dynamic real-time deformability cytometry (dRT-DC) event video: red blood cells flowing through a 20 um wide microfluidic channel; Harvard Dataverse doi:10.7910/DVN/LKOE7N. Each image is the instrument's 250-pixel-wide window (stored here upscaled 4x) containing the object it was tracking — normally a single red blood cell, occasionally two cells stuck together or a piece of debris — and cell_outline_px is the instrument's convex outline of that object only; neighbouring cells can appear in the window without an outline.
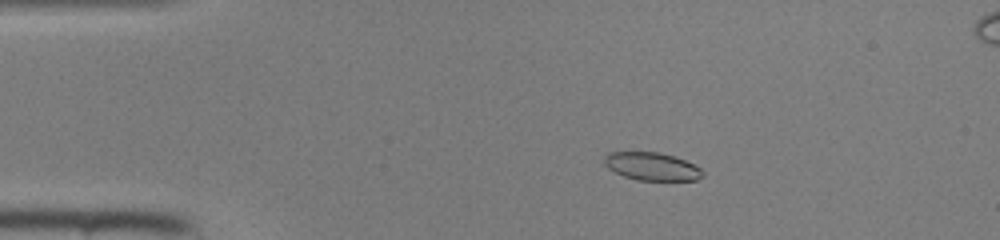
{"species": "common noctule bat (a hibernating species)", "species_latin": "Nyctalus noctula", "temperature_condition": "room temperature", "stored_images_in_passage": 48, "camera_frame_rate_fps": 3000, "um_per_image_px": 0.085, "animal": {"sex": "female", "body_mass_g": 22.0, "forearm_length_mm": 56.7}, "frame": {"image": 1, "passage_image": 9, "time_ms": 2.667, "image_size_px": [1000, 240], "cell_outline_px": [[704, 176], [696, 180], [636, 180], [624, 176], [608, 168], [604, 164], [604, 156], [608, 152], [660, 152], [676, 156], [700, 168], [704, 172]], "centroid_in_image_um": [55.41, 14.14], "position_along_channel_um": 29.6, "area_um2": 16.07}}
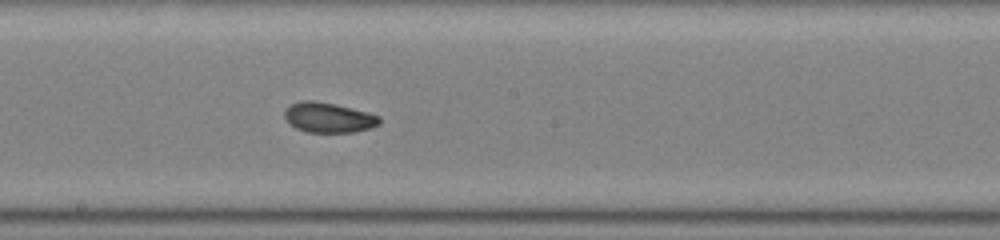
{"frame": {"image": 2, "passage_image": 26, "time_ms": 8.333, "image_size_px": [1000, 240], "cell_outline_px": [[380, 124], [368, 128], [352, 132], [308, 132], [296, 128], [284, 116], [284, 112], [292, 104], [304, 100], [316, 100], [352, 108], [368, 112], [380, 116]], "centroid_in_image_um": [27.95, 9.98], "position_along_channel_um": 220.3, "area_um2": 16.36}}
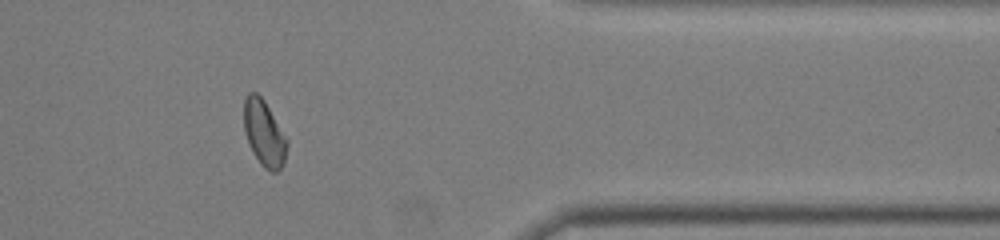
{"frame": {"image": 3, "passage_image": 39, "time_ms": 12.667, "image_size_px": [1000, 240], "cell_outline_px": [[288, 144], [284, 164], [276, 172], [272, 172], [264, 168], [260, 164], [252, 152], [248, 144], [244, 132], [244, 100], [248, 92], [256, 92], [264, 100], [288, 140]], "centroid_in_image_um": [22.44, 11.34], "position_along_channel_um": 389.0, "area_um2": 16.7}}